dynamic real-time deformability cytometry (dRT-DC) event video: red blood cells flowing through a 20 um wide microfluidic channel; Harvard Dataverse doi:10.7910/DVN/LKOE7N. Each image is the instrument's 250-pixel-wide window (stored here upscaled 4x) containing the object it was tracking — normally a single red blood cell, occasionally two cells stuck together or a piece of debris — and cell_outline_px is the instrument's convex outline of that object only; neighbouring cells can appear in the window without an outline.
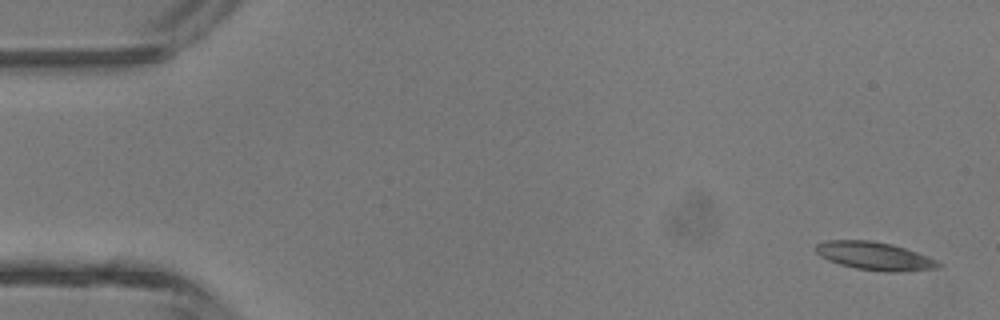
{"species": "common noctule bat (a hibernating species)", "species_latin": "Nyctalus noctula", "temperature_condition": "room temperature", "stored_images_in_passage": 5, "camera_frame_rate_fps": 3000, "um_per_image_px": 0.085, "animal": {"sex": "male", "body_mass_g": 13.3}, "frame": {"image": 1, "passage_image": 1, "time_ms": 0.0, "image_size_px": [1000, 320], "cell_outline_px": [[944, 264], [940, 268], [896, 272], [884, 272], [856, 268], [840, 264], [828, 260], [820, 256], [816, 252], [816, 244], [828, 240], [872, 240], [892, 244], [928, 256]], "centroid_in_image_um": [74.37, 21.76], "position_along_channel_um": 10.6, "area_um2": 20.11}}